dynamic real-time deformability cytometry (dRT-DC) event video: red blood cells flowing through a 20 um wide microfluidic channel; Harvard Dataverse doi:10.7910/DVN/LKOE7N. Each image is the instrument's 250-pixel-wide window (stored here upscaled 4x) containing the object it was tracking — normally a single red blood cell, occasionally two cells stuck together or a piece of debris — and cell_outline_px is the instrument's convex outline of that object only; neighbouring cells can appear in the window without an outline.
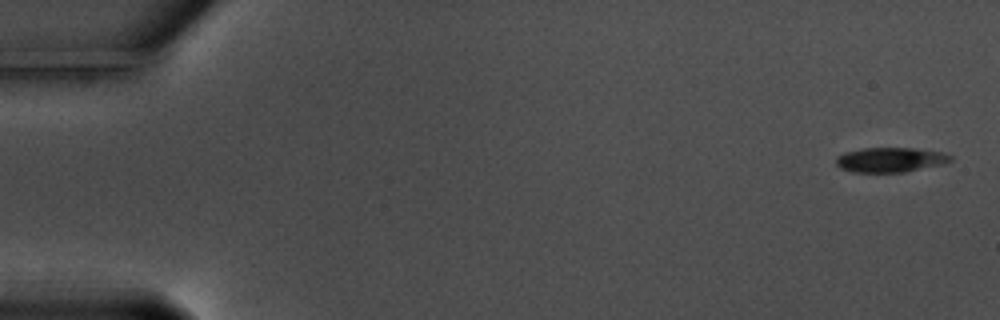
{"species": "common noctule bat (a hibernating species)", "species_latin": "Nyctalus noctula", "temperature_condition": "warm", "stored_images_in_passage": 57, "camera_frame_rate_fps": 3000, "um_per_image_px": 0.085, "animal": {"sex": "male", "body_mass_g": 17.5, "forearm_length_mm": 52.3}, "frame": {"image": 1, "passage_image": 1, "time_ms": 0.0, "image_size_px": [1000, 320], "cell_outline_px": [[952, 160], [944, 164], [904, 172], [852, 172], [840, 168], [836, 164], [836, 156], [844, 152], [864, 148], [912, 148], [940, 152], [952, 156]], "centroid_in_image_um": [75.65, 13.58], "position_along_channel_um": 9.4, "area_um2": 16.47}}
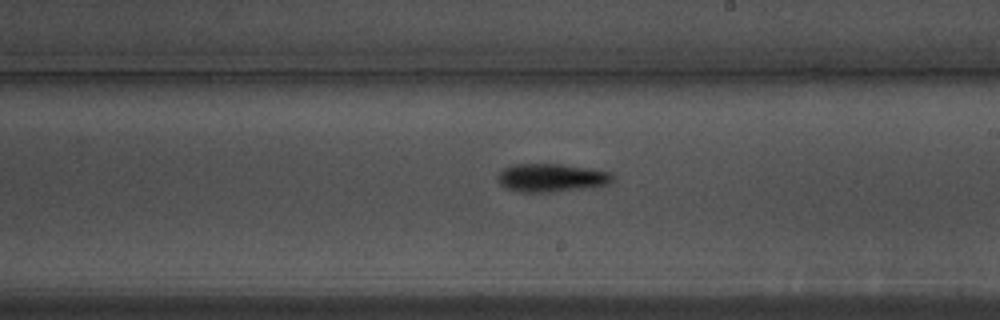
{"frame": {"image": 2, "passage_image": 33, "time_ms": 10.667, "image_size_px": [1000, 320], "cell_outline_px": [[616, 176], [608, 184], [592, 188], [552, 192], [520, 192], [508, 188], [500, 184], [496, 180], [496, 176], [504, 168], [512, 164], [560, 164], [588, 168], [612, 172]], "centroid_in_image_um": [46.9, 15.11], "position_along_channel_um": 242.1, "area_um2": 19.19}}
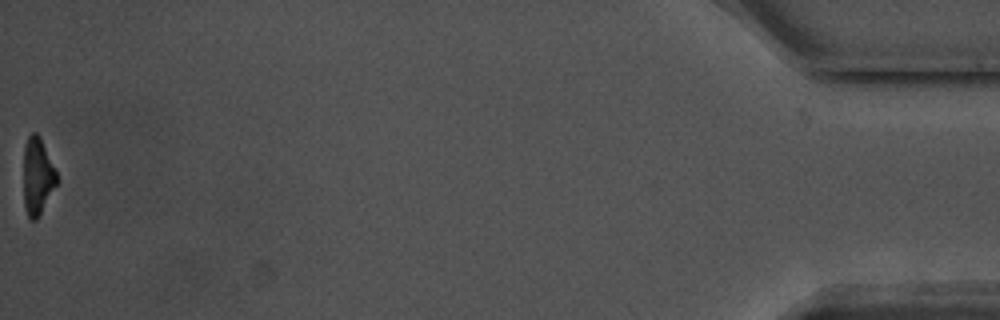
{"frame": {"image": 3, "passage_image": 57, "time_ms": 18.667, "image_size_px": [1000, 320], "cell_outline_px": [[60, 180], [36, 220], [32, 220], [28, 216], [24, 208], [24, 144], [28, 136], [32, 132], [36, 132], [40, 136], [56, 168]], "centroid_in_image_um": [3.21, 14.95], "position_along_channel_um": 432.0, "area_um2": 15.26}, "authors_computed_cell_mechanics": {"area_um2": 17.3978, "velocity_mm_per_s": 3.5781, "shape_relaxation_time_tau1_ms": 2.5872, "shape_relaxation_time_tau2_ms": 9.1437, "deformation_change_tau1": 0.1507, "deformation_change_tau2": 0.2376}}